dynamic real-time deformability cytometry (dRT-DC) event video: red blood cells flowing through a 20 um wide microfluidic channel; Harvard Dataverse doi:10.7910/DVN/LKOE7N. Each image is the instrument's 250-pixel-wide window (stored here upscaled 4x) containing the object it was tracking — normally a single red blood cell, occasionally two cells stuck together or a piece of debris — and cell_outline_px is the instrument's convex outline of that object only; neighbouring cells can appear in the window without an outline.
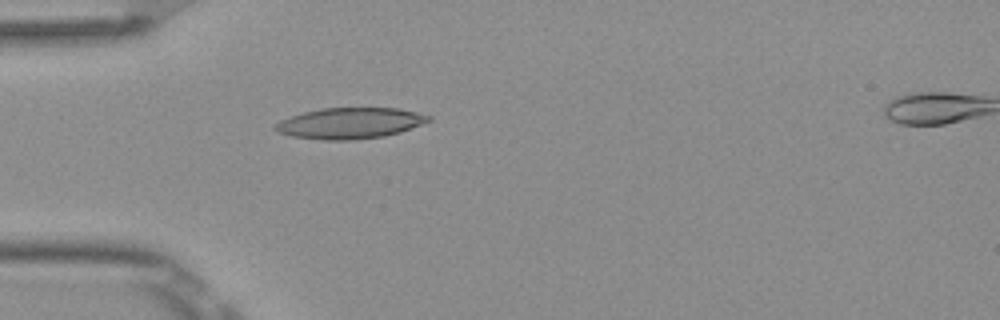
{"species": "Egyptian fruit bat (a non-hibernating species)", "species_latin": "Rousettus aegyptiacus", "temperature_condition": "room temperature", "stored_images_in_passage": 6, "camera_frame_rate_fps": 3000, "um_per_image_px": 0.085, "frame": {"image": 1, "passage_image": 5, "time_ms": 1.333, "image_size_px": [1000, 320], "cell_outline_px": [[432, 120], [400, 132], [384, 136], [352, 140], [324, 140], [292, 136], [276, 132], [272, 128], [280, 120], [304, 112], [320, 108], [396, 108], [416, 112], [432, 116]], "centroid_in_image_um": [29.73, 10.47], "position_along_channel_um": 55.3, "area_um2": 27.63}}